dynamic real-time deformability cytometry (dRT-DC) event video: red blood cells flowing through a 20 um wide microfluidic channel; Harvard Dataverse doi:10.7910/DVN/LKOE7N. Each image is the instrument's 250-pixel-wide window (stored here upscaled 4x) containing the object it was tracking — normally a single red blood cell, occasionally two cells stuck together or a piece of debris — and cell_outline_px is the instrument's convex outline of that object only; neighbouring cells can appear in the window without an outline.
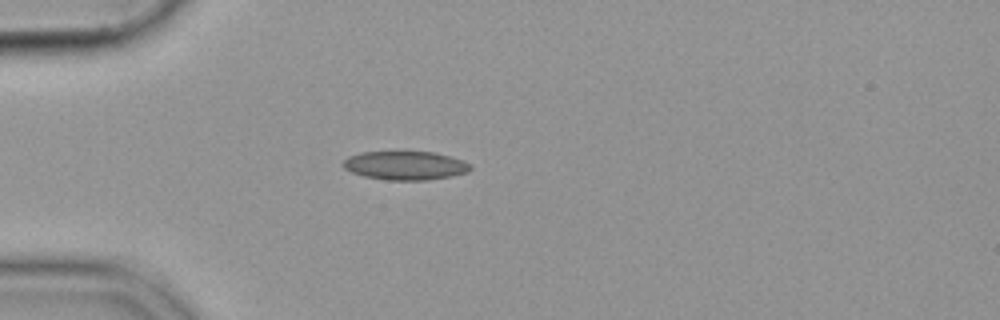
{"species": "common noctule bat (a hibernating species)", "species_latin": "Nyctalus noctula", "temperature_condition": "cold", "stored_images_in_passage": 41, "camera_frame_rate_fps": 3000, "um_per_image_px": 0.085, "animal": {"sex": "female", "body_mass_g": 19.9}, "frame": {"image": 1, "passage_image": 1, "time_ms": 0.0, "image_size_px": [1000, 320], "cell_outline_px": [[472, 168], [468, 172], [452, 176], [428, 180], [388, 180], [364, 176], [352, 172], [344, 168], [340, 164], [348, 156], [360, 152], [432, 152], [448, 156], [460, 160], [468, 164]], "centroid_in_image_um": [34.4, 14.07], "position_along_channel_um": 50.6, "area_um2": 21.15}}
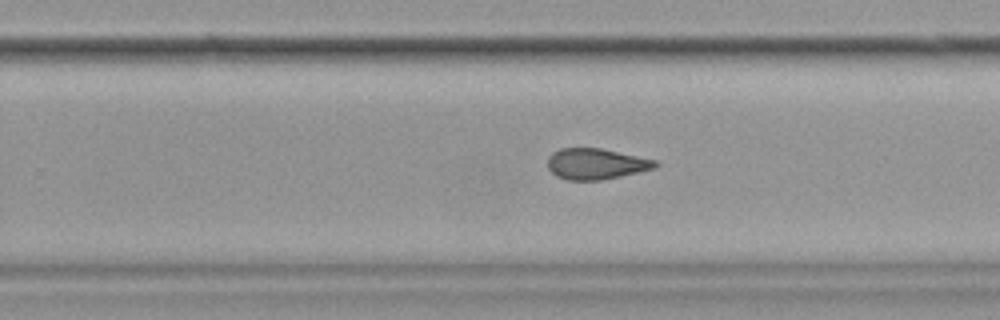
{"frame": {"image": 2, "passage_image": 21, "time_ms": 6.667, "image_size_px": [1000, 320], "cell_outline_px": [[660, 164], [656, 168], [620, 176], [600, 180], [568, 180], [556, 176], [548, 168], [548, 156], [552, 152], [560, 148], [600, 148], [656, 160]], "centroid_in_image_um": [50.65, 13.93], "position_along_channel_um": 279.2, "area_um2": 19.36}}
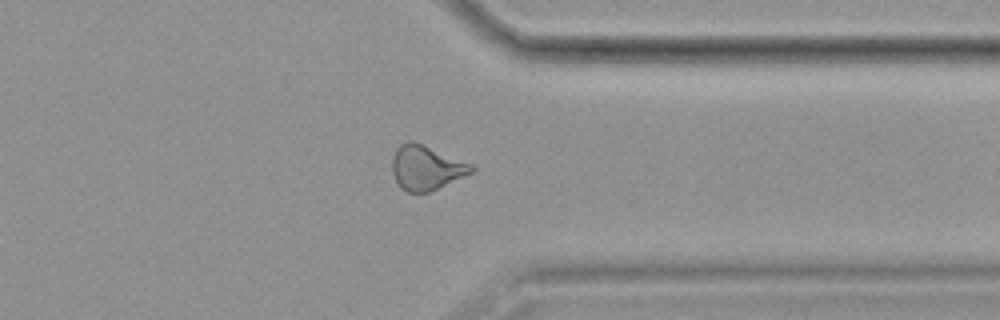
{"frame": {"image": 3, "passage_image": 29, "time_ms": 9.333, "image_size_px": [1000, 320], "cell_outline_px": [[476, 168], [472, 172], [428, 192], [408, 192], [400, 188], [392, 172], [392, 156], [396, 148], [400, 144], [408, 140], [412, 140], [472, 164]], "centroid_in_image_um": [36.18, 14.24], "position_along_channel_um": 375.2, "area_um2": 20.35}}